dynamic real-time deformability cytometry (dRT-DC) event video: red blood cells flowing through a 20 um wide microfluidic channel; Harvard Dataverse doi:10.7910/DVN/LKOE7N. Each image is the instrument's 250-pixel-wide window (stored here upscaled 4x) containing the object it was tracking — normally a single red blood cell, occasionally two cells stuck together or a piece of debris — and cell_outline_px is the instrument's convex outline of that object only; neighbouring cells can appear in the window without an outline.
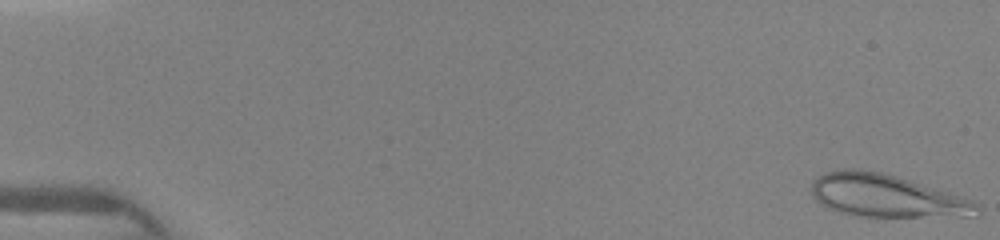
{"species": "human", "species_latin": "Homo sapiens", "temperature_condition": "warm", "stored_images_in_passage": 12, "camera_frame_rate_fps": 3000, "um_per_image_px": 0.085, "donor": {"sex": "female"}, "frame": {"image": 1, "passage_image": 1, "time_ms": 0.0, "image_size_px": [1000, 240], "cell_outline_px": [[980, 216], [860, 216], [840, 212], [828, 208], [816, 200], [812, 196], [812, 180], [828, 172], [840, 168], [856, 168], [880, 172], [908, 180], [972, 200], [980, 204]], "centroid_in_image_um": [75.33, 16.65], "position_along_channel_um": 9.7, "area_um2": 40.69}}